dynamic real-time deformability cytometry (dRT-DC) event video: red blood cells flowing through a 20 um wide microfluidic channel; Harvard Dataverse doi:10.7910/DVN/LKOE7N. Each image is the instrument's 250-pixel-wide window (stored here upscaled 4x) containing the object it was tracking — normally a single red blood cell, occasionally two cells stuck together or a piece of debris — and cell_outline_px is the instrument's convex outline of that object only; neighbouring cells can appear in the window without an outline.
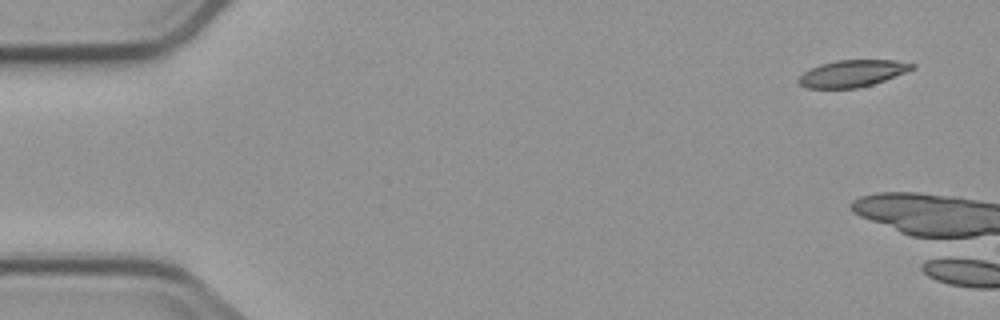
{"species": "common noctule bat (a hibernating species)", "species_latin": "Nyctalus noctula", "temperature_condition": "cold", "stored_images_in_passage": 2, "camera_frame_rate_fps": 3000, "um_per_image_px": 0.085, "animal": {"sex": "male", "body_mass_g": 23.1, "forearm_length_mm": 52.7}, "frame": {"image": 1, "passage_image": 1, "time_ms": 0.0, "image_size_px": [1000, 320], "cell_outline_px": [[916, 68], [884, 80], [872, 84], [856, 88], [804, 88], [796, 80], [804, 72], [820, 64], [836, 60], [896, 60], [916, 64]], "centroid_in_image_um": [72.45, 6.23], "position_along_channel_um": 12.6, "area_um2": 17.69}}